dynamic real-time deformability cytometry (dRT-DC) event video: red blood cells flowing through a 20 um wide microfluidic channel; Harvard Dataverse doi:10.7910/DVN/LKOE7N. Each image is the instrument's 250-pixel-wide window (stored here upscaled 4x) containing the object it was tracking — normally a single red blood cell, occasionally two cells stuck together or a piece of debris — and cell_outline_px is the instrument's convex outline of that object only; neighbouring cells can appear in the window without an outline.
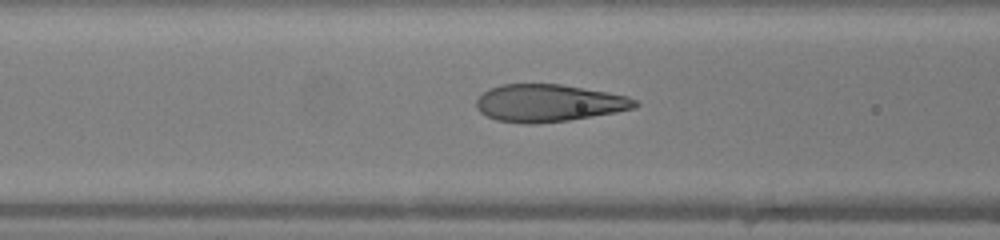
{"species": "human", "species_latin": "Homo sapiens", "temperature_condition": "warm", "stored_images_in_passage": 13, "camera_frame_rate_fps": 3000, "um_per_image_px": 0.085, "donor": {"sex": "female"}, "frame": {"image": 1, "passage_image": 11, "time_ms": 3.333, "image_size_px": [1000, 240], "cell_outline_px": [[640, 104], [636, 108], [616, 112], [568, 120], [536, 124], [524, 124], [496, 120], [480, 112], [476, 108], [476, 100], [488, 88], [500, 84], [560, 84], [608, 92], [628, 96], [636, 100]], "centroid_in_image_um": [46.64, 8.76], "position_along_channel_um": 120.0, "area_um2": 34.68}}